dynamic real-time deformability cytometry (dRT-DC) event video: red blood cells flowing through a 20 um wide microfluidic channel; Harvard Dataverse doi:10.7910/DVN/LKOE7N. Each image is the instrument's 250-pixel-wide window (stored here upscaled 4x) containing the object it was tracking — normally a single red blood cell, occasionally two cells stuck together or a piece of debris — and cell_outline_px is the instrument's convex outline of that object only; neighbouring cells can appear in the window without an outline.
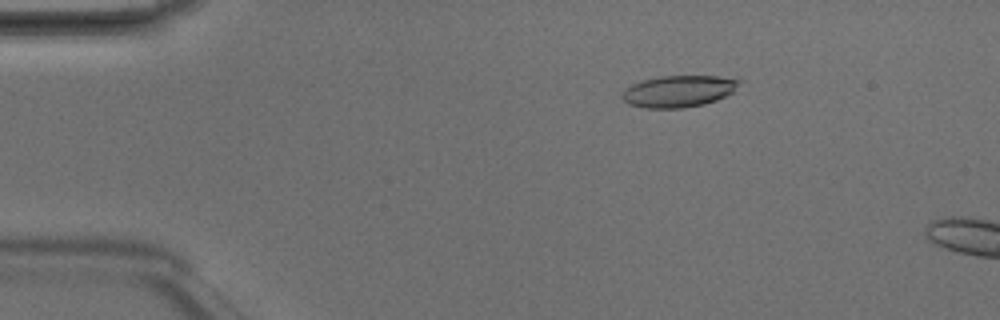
{"species": "Egyptian fruit bat (a non-hibernating species)", "species_latin": "Rousettus aegyptiacus", "temperature_condition": "room temperature", "stored_images_in_passage": 3, "camera_frame_rate_fps": 3000, "um_per_image_px": 0.085, "animal": {"sex": "male"}, "frame": {"image": 1, "passage_image": 2, "time_ms": 0.333, "image_size_px": [1000, 320], "cell_outline_px": [[744, 80], [732, 92], [716, 100], [704, 104], [684, 108], [644, 108], [628, 104], [620, 96], [620, 92], [624, 88], [632, 84], [644, 80], [660, 76], [716, 76]], "centroid_in_image_um": [57.64, 7.76], "position_along_channel_um": 27.4, "area_um2": 21.73}}